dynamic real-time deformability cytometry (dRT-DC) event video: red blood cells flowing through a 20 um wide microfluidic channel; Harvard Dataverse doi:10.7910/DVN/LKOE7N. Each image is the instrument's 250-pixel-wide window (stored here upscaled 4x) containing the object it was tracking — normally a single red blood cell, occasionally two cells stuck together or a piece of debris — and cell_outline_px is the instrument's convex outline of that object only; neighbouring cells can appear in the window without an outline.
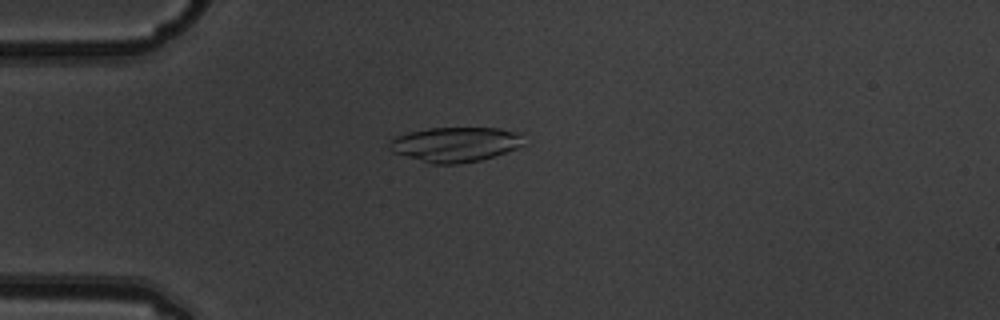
{"species": "common noctule bat (a hibernating species)", "species_latin": "Nyctalus noctula", "temperature_condition": "warm", "stored_images_in_passage": 7, "camera_frame_rate_fps": 3000, "um_per_image_px": 0.085, "animal": {"sex": "male", "body_mass_g": 19.5, "forearm_length_mm": 54.6}, "frame": {"image": 1, "passage_image": 4, "time_ms": 1.0, "image_size_px": [1000, 320], "cell_outline_px": [[524, 144], [516, 148], [480, 160], [456, 164], [432, 164], [392, 152], [388, 148], [388, 144], [396, 136], [408, 132], [428, 128], [500, 128], [524, 132]], "centroid_in_image_um": [38.72, 12.26], "position_along_channel_um": 46.3, "area_um2": 27.4}}
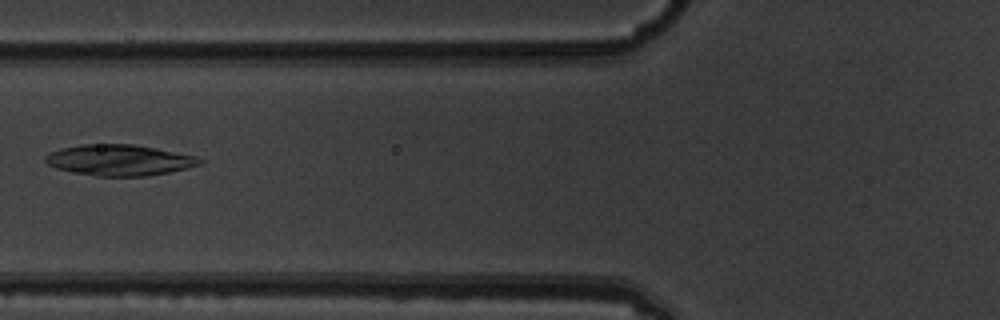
{"frame": {"image": 2, "passage_image": 6, "time_ms": 1.667, "image_size_px": [1000, 320], "cell_outline_px": [[204, 164], [168, 172], [148, 176], [96, 176], [72, 172], [56, 168], [48, 164], [44, 160], [44, 156], [52, 152], [64, 148], [80, 144], [132, 144], [156, 148], [196, 156], [204, 160]], "centroid_in_image_um": [10.17, 13.61], "position_along_channel_um": 115.6, "area_um2": 27.8}}
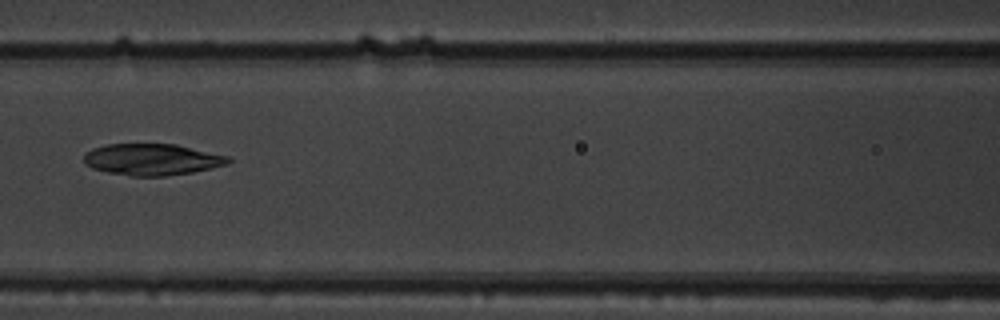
{"frame": {"image": 3, "passage_image": 7, "time_ms": 2.0, "image_size_px": [1000, 320], "cell_outline_px": [[232, 160], [228, 164], [212, 168], [192, 172], [164, 176], [132, 176], [108, 172], [92, 168], [84, 164], [84, 152], [92, 148], [108, 144], [176, 144], [228, 156]], "centroid_in_image_um": [12.9, 13.55], "position_along_channel_um": 153.7, "area_um2": 26.53}}